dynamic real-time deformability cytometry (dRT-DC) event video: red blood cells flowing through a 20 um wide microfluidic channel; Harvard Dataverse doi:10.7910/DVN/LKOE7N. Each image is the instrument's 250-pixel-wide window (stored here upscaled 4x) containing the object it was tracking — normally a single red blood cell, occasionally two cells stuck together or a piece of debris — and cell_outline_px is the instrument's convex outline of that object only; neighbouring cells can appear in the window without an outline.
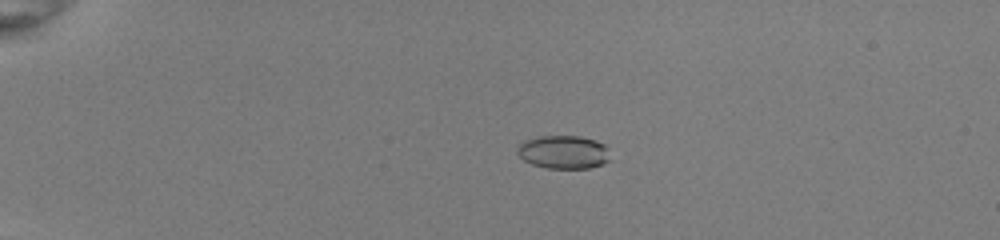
{"species": "common noctule bat (a hibernating species)", "species_latin": "Nyctalus noctula", "temperature_condition": "room temperature", "stored_images_in_passage": 53, "camera_frame_rate_fps": 3000, "um_per_image_px": 0.085, "animal": {"sex": "female", "body_mass_g": 22.0, "forearm_length_mm": 56.7}, "frame": {"image": 1, "passage_image": 13, "time_ms": 4.0, "image_size_px": [1000, 240], "cell_outline_px": [[612, 160], [588, 168], [548, 168], [532, 164], [524, 160], [516, 152], [516, 148], [524, 140], [536, 136], [580, 136], [596, 140], [604, 144], [608, 148]], "centroid_in_image_um": [47.91, 12.91], "position_along_channel_um": 37.1, "area_um2": 18.21}}
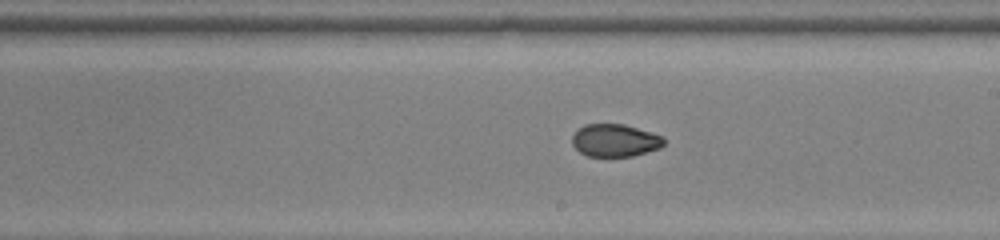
{"frame": {"image": 2, "passage_image": 33, "time_ms": 10.667, "image_size_px": [1000, 240], "cell_outline_px": [[664, 144], [660, 148], [632, 156], [588, 156], [580, 152], [572, 144], [572, 136], [584, 124], [624, 124], [664, 136]], "centroid_in_image_um": [52.28, 11.93], "position_along_channel_um": 236.7, "area_um2": 17.34}}
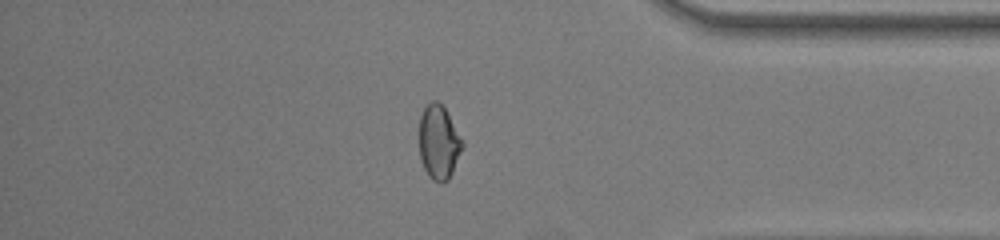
{"frame": {"image": 3, "passage_image": 46, "time_ms": 15.0, "image_size_px": [1000, 240], "cell_outline_px": [[464, 144], [452, 172], [448, 180], [440, 184], [432, 180], [428, 176], [424, 168], [420, 156], [420, 116], [424, 108], [432, 100], [436, 100], [444, 108], [464, 140]], "centroid_in_image_um": [37.3, 12.11], "position_along_channel_um": 397.9, "area_um2": 18.55}, "authors_computed_cell_mechanics": {"area_um2": 18.496, "velocity_mm_per_s": 4.034, "shape_relaxation_time_tau1_ms": null, "shape_relaxation_time_tau2_ms": 1.1855, "deformation_change_tau1": null, "deformation_change_tau2": 0.0459}}